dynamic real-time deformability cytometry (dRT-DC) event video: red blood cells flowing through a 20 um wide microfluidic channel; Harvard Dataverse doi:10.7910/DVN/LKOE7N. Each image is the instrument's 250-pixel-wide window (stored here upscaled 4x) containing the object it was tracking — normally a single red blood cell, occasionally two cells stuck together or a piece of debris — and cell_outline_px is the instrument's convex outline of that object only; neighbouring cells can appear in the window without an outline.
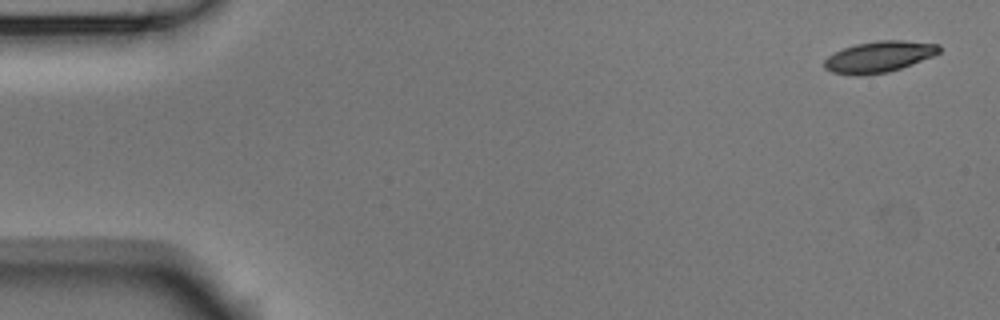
{"species": "Egyptian fruit bat (a non-hibernating species)", "species_latin": "Rousettus aegyptiacus", "temperature_condition": "room temperature", "stored_images_in_passage": 6, "camera_frame_rate_fps": 3000, "um_per_image_px": 0.085, "animal": {"sex": "male"}, "frame": {"image": 1, "passage_image": 1, "time_ms": 0.0, "image_size_px": [1000, 320], "cell_outline_px": [[940, 52], [932, 56], [912, 64], [888, 72], [832, 72], [824, 68], [824, 60], [828, 56], [844, 48], [856, 44], [880, 40], [904, 40], [940, 44]], "centroid_in_image_um": [74.79, 4.77], "position_along_channel_um": 10.2, "area_um2": 19.94}}